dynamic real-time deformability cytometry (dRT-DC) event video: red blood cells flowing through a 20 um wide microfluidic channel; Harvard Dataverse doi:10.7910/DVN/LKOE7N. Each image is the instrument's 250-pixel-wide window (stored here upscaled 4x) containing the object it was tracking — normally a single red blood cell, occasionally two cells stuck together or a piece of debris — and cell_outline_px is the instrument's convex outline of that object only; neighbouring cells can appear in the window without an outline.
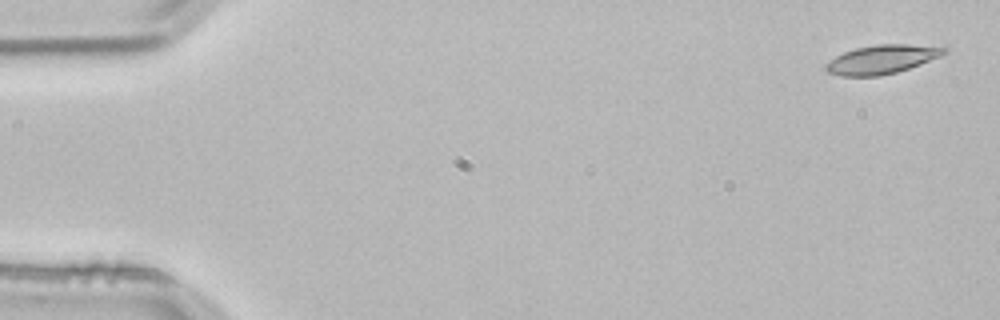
{"species": "common noctule bat (a hibernating species)", "species_latin": "Nyctalus noctula", "temperature_condition": "room temperature", "stored_images_in_passage": 3, "camera_frame_rate_fps": 3000, "um_per_image_px": 0.085, "animal": {"sex": "male", "body_mass_g": 21.5, "forearm_length_mm": 52.0}, "frame": {"image": 1, "passage_image": 1, "time_ms": 0.0, "image_size_px": [1000, 320], "cell_outline_px": [[948, 52], [940, 56], [920, 64], [896, 72], [880, 76], [840, 76], [828, 72], [824, 68], [824, 64], [828, 60], [844, 52], [856, 48], [876, 44], [908, 44], [948, 48]], "centroid_in_image_um": [74.91, 5.05], "position_along_channel_um": 10.1, "area_um2": 19.83}}
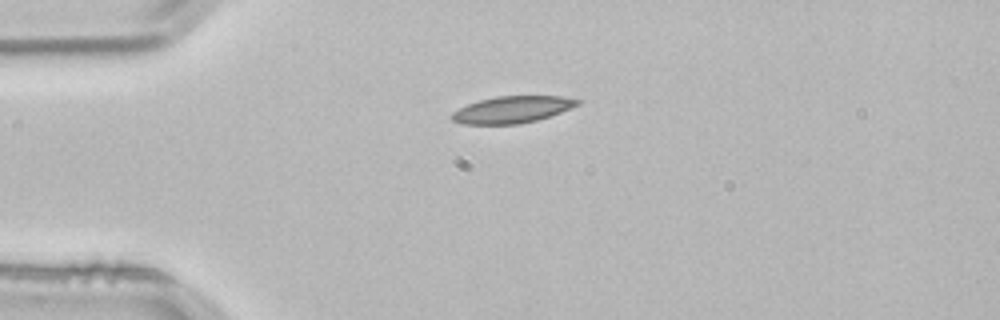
{"frame": {"image": 2, "passage_image": 3, "time_ms": 0.667, "image_size_px": [1000, 320], "cell_outline_px": [[580, 104], [560, 112], [536, 120], [520, 124], [460, 124], [452, 120], [448, 116], [452, 112], [468, 104], [480, 100], [496, 96], [560, 96], [580, 100]], "centroid_in_image_um": [43.49, 9.32], "position_along_channel_um": 41.5, "area_um2": 19.54}}